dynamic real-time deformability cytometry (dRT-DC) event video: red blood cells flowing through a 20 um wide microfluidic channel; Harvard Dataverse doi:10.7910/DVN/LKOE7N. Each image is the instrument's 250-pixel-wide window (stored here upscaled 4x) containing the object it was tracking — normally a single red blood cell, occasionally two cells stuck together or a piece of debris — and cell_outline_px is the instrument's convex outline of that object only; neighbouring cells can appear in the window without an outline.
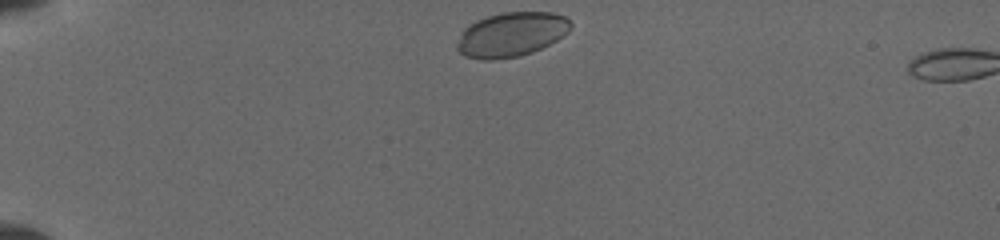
{"species": "common noctule bat (a hibernating species)", "species_latin": "Nyctalus noctula", "temperature_condition": "cold", "stored_images_in_passage": 3, "camera_frame_rate_fps": 3000, "um_per_image_px": 0.085, "animal": {"sex": "female", "body_mass_g": 19.5, "forearm_length_mm": 54.1}, "frame": {"image": 1, "passage_image": 1, "time_ms": 0.0, "image_size_px": [1000, 240], "cell_outline_px": [[572, 28], [568, 32], [556, 40], [532, 52], [520, 56], [492, 60], [480, 60], [464, 56], [456, 48], [456, 44], [464, 28], [468, 24], [476, 20], [488, 16], [504, 12], [552, 12], [564, 16], [572, 24]], "centroid_in_image_um": [43.44, 2.93], "position_along_channel_um": 41.6, "area_um2": 29.48}}